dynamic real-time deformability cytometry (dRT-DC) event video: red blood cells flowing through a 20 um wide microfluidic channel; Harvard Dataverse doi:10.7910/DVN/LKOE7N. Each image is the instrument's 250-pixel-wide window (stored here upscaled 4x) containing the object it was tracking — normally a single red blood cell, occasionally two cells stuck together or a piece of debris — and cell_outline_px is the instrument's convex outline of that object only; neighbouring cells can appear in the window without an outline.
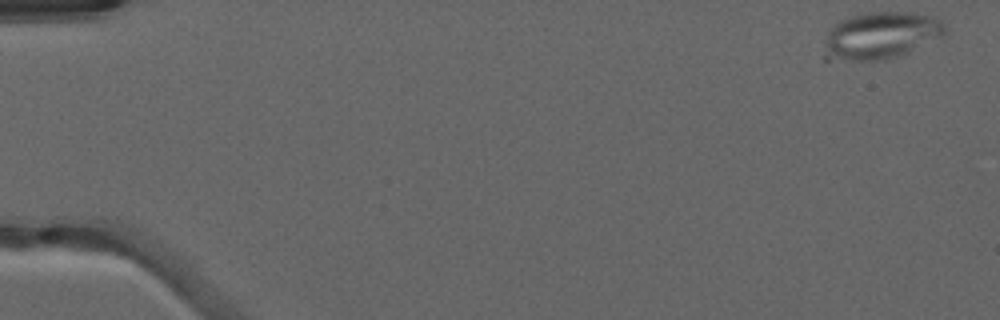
{"species": "common noctule bat (a hibernating species)", "species_latin": "Nyctalus noctula", "temperature_condition": "warm", "stored_images_in_passage": 14, "camera_frame_rate_fps": 3000, "um_per_image_px": 0.085, "animal": {"sex": "male", "forearm_length_mm": 52.5}, "frame": {"image": 1, "passage_image": 1, "time_ms": 0.0, "image_size_px": [1000, 320], "cell_outline_px": [[948, 32], [944, 36], [896, 56], [884, 60], [824, 60], [824, 56], [828, 32], [840, 20], [852, 16], [872, 12], [908, 12], [932, 16], [940, 20], [948, 28]], "centroid_in_image_um": [74.89, 3.02], "position_along_channel_um": 10.1, "area_um2": 32.89}}